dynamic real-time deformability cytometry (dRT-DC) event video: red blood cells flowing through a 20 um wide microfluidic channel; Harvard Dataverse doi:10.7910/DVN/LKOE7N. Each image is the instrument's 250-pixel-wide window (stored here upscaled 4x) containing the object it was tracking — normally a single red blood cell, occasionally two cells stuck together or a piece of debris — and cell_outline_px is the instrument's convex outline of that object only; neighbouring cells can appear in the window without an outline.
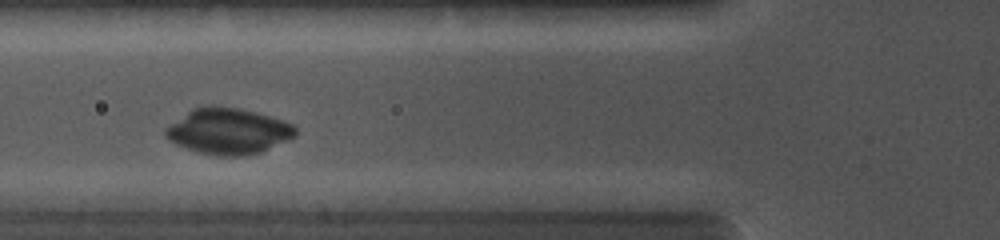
{"species": "common noctule bat (a hibernating species)", "species_latin": "Nyctalus noctula", "temperature_condition": "cold", "stored_images_in_passage": 23, "camera_frame_rate_fps": 5000, "um_per_image_px": 0.085, "animal": {"sex": "female", "body_mass_g": 19.0, "forearm_length_mm": 56.7}, "frame": {"image": 1, "passage_image": 5, "time_ms": 2.8, "image_size_px": [1000, 240], "cell_outline_px": [[296, 136], [288, 140], [260, 152], [240, 156], [216, 156], [200, 152], [176, 144], [168, 140], [164, 136], [164, 128], [192, 108], [200, 104], [208, 104], [240, 108], [256, 112], [284, 120], [292, 124], [296, 128]], "centroid_in_image_um": [19.37, 11.12], "position_along_channel_um": 106.4, "area_um2": 35.08}}
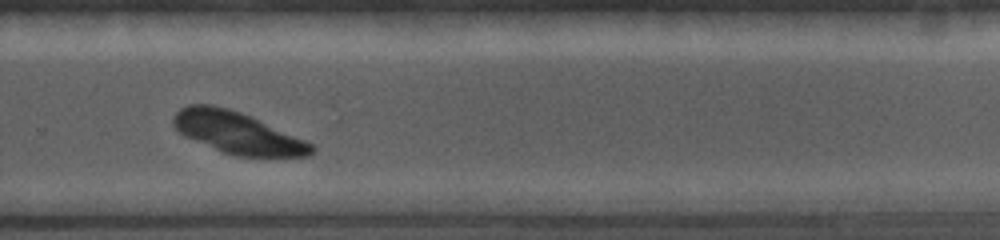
{"frame": {"image": 2, "passage_image": 16, "time_ms": 7.4, "image_size_px": [1000, 240], "cell_outline_px": [[316, 148], [308, 156], [236, 156], [224, 152], [184, 136], [172, 124], [172, 116], [180, 108], [188, 104], [212, 104], [228, 108], [240, 112], [304, 140], [312, 144]], "centroid_in_image_um": [20.12, 11.27], "position_along_channel_um": 309.7, "area_um2": 33.06}}
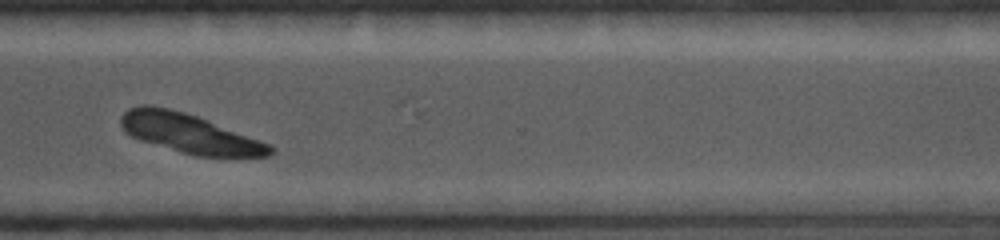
{"frame": {"image": 3, "passage_image": 19, "time_ms": 8.4, "image_size_px": [1000, 240], "cell_outline_px": [[276, 148], [272, 156], [196, 156], [140, 140], [124, 132], [120, 124], [120, 116], [128, 108], [144, 104], [148, 104], [168, 108], [184, 112], [208, 120], [268, 144]], "centroid_in_image_um": [16.06, 11.33], "position_along_channel_um": 354.5, "area_um2": 33.81}}